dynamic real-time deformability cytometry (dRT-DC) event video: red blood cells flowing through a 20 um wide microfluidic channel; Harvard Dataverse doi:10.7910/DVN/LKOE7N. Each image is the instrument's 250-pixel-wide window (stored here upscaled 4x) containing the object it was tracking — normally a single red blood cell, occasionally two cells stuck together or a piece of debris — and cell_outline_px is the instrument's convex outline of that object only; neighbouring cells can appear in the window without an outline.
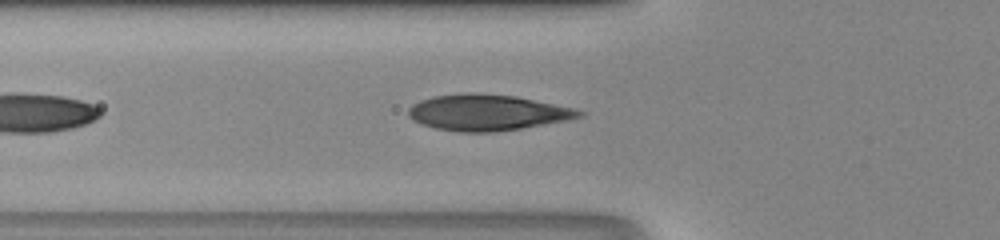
{"species": "human", "species_latin": "Homo sapiens", "temperature_condition": "room temperature", "stored_images_in_passage": 11, "camera_frame_rate_fps": 3000, "um_per_image_px": 0.085, "donor": {"sex": "male"}, "frame": {"image": 1, "passage_image": 5, "time_ms": 1.333, "image_size_px": [1000, 240], "cell_outline_px": [[584, 116], [568, 120], [496, 132], [456, 132], [436, 128], [412, 120], [408, 116], [408, 108], [412, 104], [420, 100], [432, 96], [468, 92], [472, 92], [516, 96], [576, 108], [584, 112]], "centroid_in_image_um": [41.41, 9.55], "position_along_channel_um": 84.4, "area_um2": 36.01}}
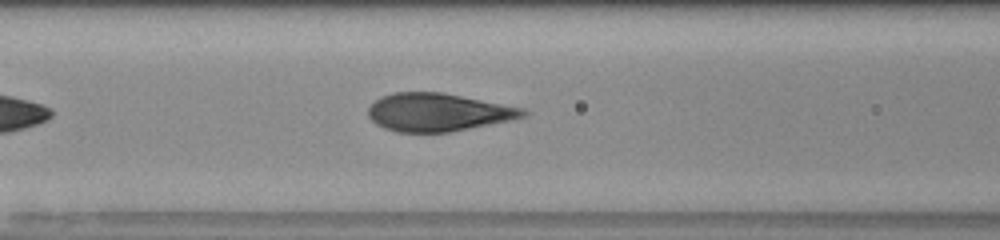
{"frame": {"image": 2, "passage_image": 8, "time_ms": 2.333, "image_size_px": [1000, 240], "cell_outline_px": [[528, 116], [452, 132], [396, 132], [384, 128], [376, 124], [368, 116], [368, 108], [380, 96], [392, 92], [440, 92], [524, 108], [528, 112]], "centroid_in_image_um": [37.21, 9.54], "position_along_channel_um": 129.4, "area_um2": 34.22}}